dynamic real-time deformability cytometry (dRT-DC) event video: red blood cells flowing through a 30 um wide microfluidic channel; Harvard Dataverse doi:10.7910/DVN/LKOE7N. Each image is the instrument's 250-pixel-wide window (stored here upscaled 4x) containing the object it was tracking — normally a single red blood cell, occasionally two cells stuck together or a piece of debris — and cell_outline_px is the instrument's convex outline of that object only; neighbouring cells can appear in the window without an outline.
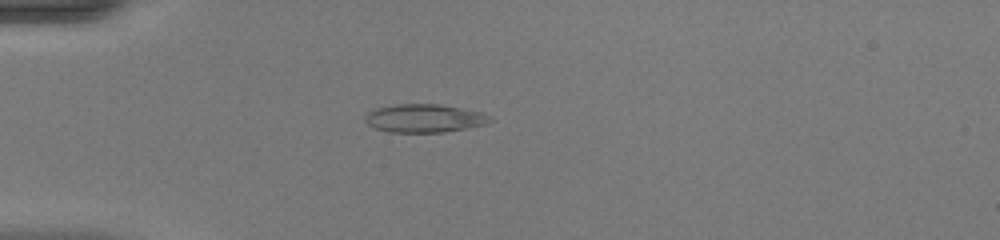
{"species": "common noctule bat (a hibernating species)", "species_latin": "Nyctalus noctula", "temperature_condition": "warm", "stored_images_in_passage": 37, "camera_frame_rate_fps": 3000, "um_per_image_px": 0.085, "animal": {"sex": "female", "body_mass_g": 20.0, "forearm_length_mm": 54.0}, "frame": {"image": 1, "passage_image": 2, "time_ms": 0.333, "image_size_px": [1000, 240], "cell_outline_px": [[492, 120], [488, 124], [468, 128], [444, 132], [388, 132], [376, 128], [368, 124], [364, 120], [364, 116], [368, 112], [376, 108], [396, 104], [440, 104], [484, 112], [492, 116]], "centroid_in_image_um": [36.12, 10.05], "position_along_channel_um": 48.9, "area_um2": 20.81}}
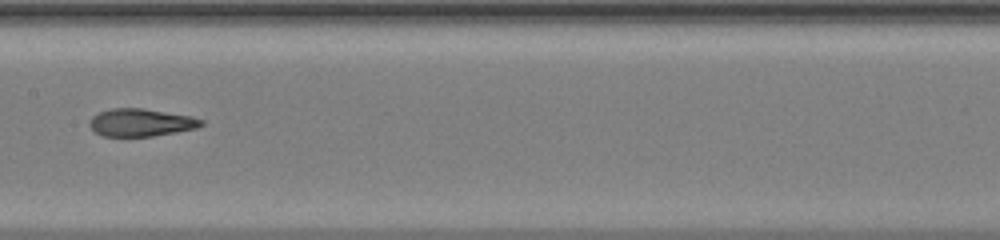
{"frame": {"image": 2, "passage_image": 14, "time_ms": 4.333, "image_size_px": [1000, 240], "cell_outline_px": [[204, 124], [196, 128], [176, 132], [152, 136], [104, 136], [96, 132], [88, 124], [88, 120], [92, 116], [100, 112], [112, 108], [144, 108], [192, 116], [204, 120]], "centroid_in_image_um": [11.99, 10.4], "position_along_channel_um": 195.4, "area_um2": 18.03}}
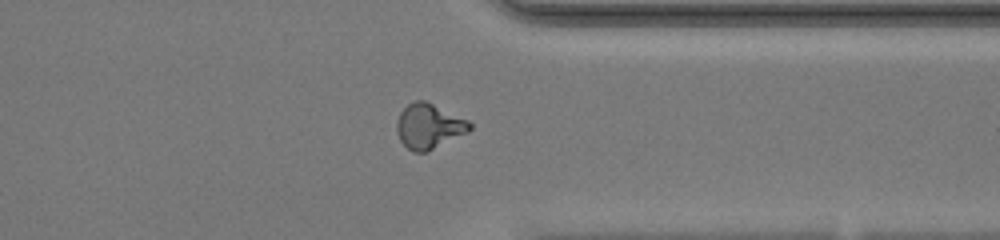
{"frame": {"image": 3, "passage_image": 27, "time_ms": 8.667, "image_size_px": [1000, 240], "cell_outline_px": [[472, 128], [468, 132], [424, 152], [412, 152], [400, 140], [396, 132], [396, 120], [400, 112], [408, 104], [416, 100], [424, 100], [468, 120], [472, 124]], "centroid_in_image_um": [36.43, 10.72], "position_along_channel_um": 375.0, "area_um2": 18.9}, "authors_computed_cell_mechanics": {"area_um2": 18.6116, "velocity_mm_per_s": 4.1872, "shape_relaxation_time_tau1_ms": null, "shape_relaxation_time_tau2_ms": 1.2604, "deformation_change_tau1": null, "deformation_change_tau2": 0.0766}}